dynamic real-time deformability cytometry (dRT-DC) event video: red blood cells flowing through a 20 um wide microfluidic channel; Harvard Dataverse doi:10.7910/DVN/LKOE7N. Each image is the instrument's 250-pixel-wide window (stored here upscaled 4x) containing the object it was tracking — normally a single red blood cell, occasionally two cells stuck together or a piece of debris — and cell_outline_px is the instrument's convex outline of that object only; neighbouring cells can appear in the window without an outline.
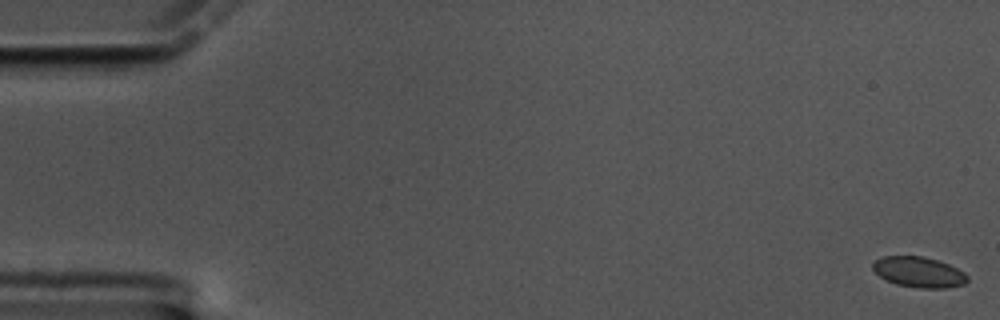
{"species": "common noctule bat (a hibernating species)", "species_latin": "Nyctalus noctula", "temperature_condition": "cold", "stored_images_in_passage": 60, "camera_frame_rate_fps": 3000, "um_per_image_px": 0.085, "animal": {"sex": "male", "body_mass_g": 17.5, "forearm_length_mm": 52.3}, "frame": {"image": 1, "passage_image": 1, "time_ms": 0.0, "image_size_px": [1000, 320], "cell_outline_px": [[968, 280], [964, 284], [944, 288], [920, 288], [896, 284], [880, 276], [872, 268], [872, 264], [876, 260], [884, 256], [924, 256], [948, 264], [964, 272], [968, 276]], "centroid_in_image_um": [78.11, 23.12], "position_along_channel_um": 6.9, "area_um2": 16.65}}
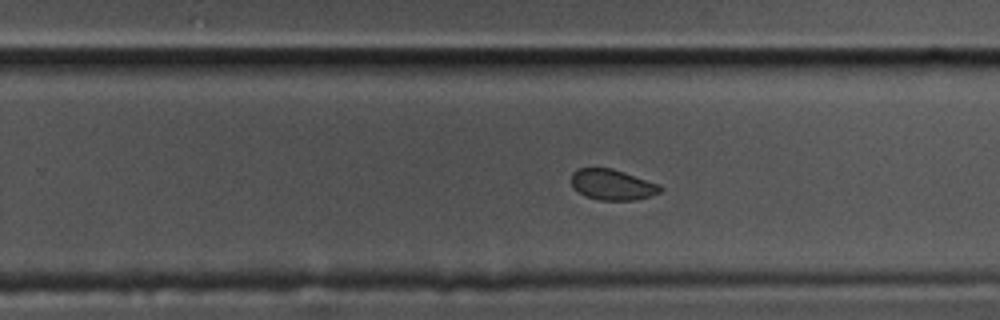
{"frame": {"image": 2, "passage_image": 38, "time_ms": 12.333, "image_size_px": [1000, 320], "cell_outline_px": [[664, 188], [660, 192], [636, 200], [600, 200], [584, 196], [572, 188], [572, 172], [576, 168], [612, 168], [660, 184]], "centroid_in_image_um": [52.03, 15.69], "position_along_channel_um": 277.8, "area_um2": 16.01}}
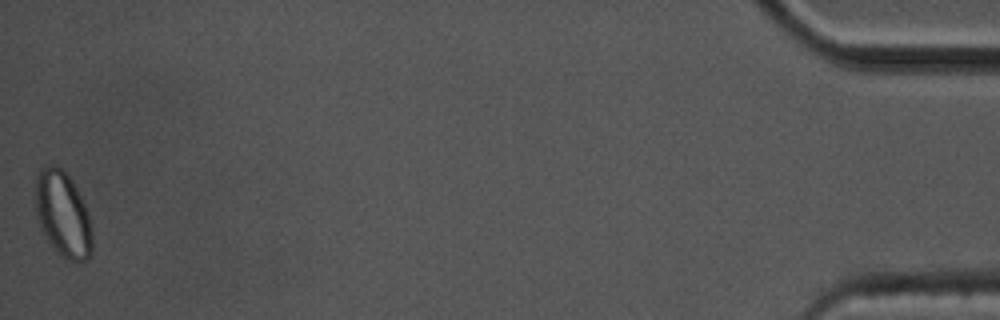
{"frame": {"image": 3, "passage_image": 60, "time_ms": 19.667, "image_size_px": [1000, 320], "cell_outline_px": [[92, 256], [84, 260], [68, 260], [52, 244], [40, 228], [36, 216], [36, 176], [40, 168], [48, 164], [52, 164], [60, 168], [72, 180], [84, 204], [92, 228]], "centroid_in_image_um": [5.34, 18.18], "position_along_channel_um": 429.9, "area_um2": 27.86}, "authors_computed_cell_mechanics": {"area_um2": 16.9643, "velocity_mm_per_s": 3.3741, "shape_relaxation_time_tau1_ms": 2.91, "shape_relaxation_time_tau2_ms": 3.0107, "deformation_change_tau1": 0.0499, "deformation_change_tau2": 0.0367}}